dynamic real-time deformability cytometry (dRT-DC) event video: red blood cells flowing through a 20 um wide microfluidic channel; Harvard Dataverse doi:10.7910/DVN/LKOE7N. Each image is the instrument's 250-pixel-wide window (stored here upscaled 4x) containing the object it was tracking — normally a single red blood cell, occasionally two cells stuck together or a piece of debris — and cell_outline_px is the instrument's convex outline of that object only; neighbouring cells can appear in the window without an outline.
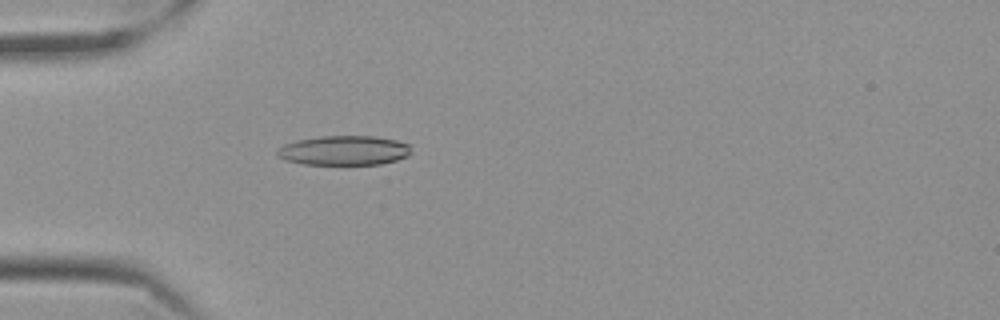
{"species": "Egyptian fruit bat (a non-hibernating species)", "species_latin": "Rousettus aegyptiacus", "temperature_condition": "cold", "stored_images_in_passage": 58, "camera_frame_rate_fps": 3000, "um_per_image_px": 0.085, "frame": {"image": 1, "passage_image": 18, "time_ms": 5.667, "image_size_px": [1000, 320], "cell_outline_px": [[412, 152], [408, 156], [396, 160], [380, 164], [304, 164], [284, 160], [276, 156], [276, 152], [284, 144], [296, 140], [320, 136], [376, 136], [396, 140], [408, 144]], "centroid_in_image_um": [29.23, 12.78], "position_along_channel_um": 55.8, "area_um2": 23.12}}
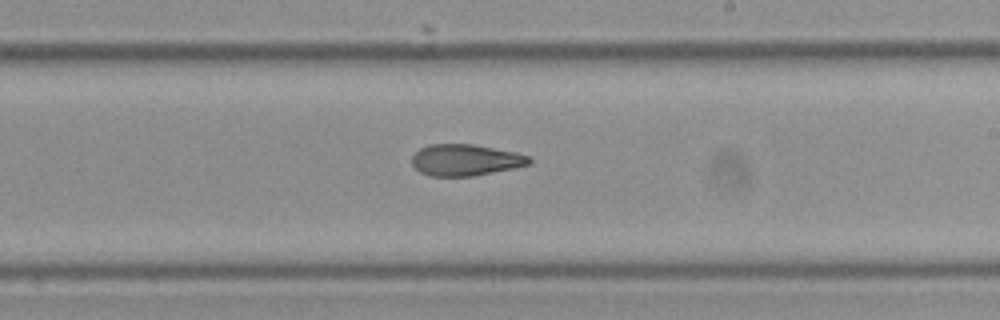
{"frame": {"image": 2, "passage_image": 35, "time_ms": 11.333, "image_size_px": [1000, 320], "cell_outline_px": [[532, 160], [528, 164], [512, 168], [472, 176], [428, 176], [420, 172], [412, 164], [412, 156], [420, 148], [428, 144], [472, 144], [516, 152], [528, 156]], "centroid_in_image_um": [39.52, 13.59], "position_along_channel_um": 249.5, "area_um2": 21.33}}
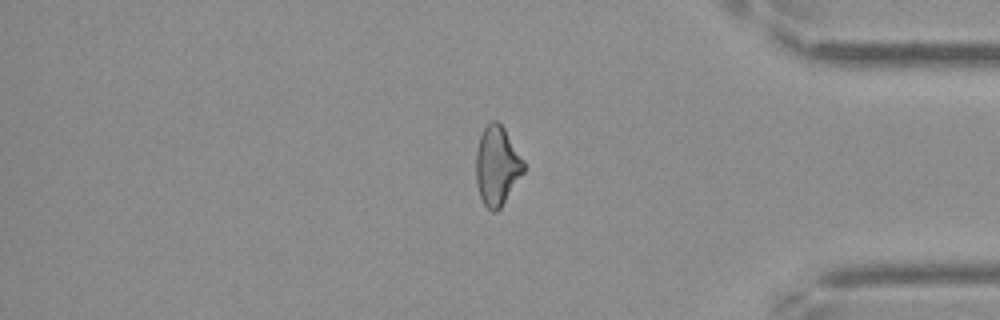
{"frame": {"image": 3, "passage_image": 49, "time_ms": 16.0, "image_size_px": [1000, 320], "cell_outline_px": [[524, 172], [500, 208], [496, 212], [492, 212], [484, 204], [480, 196], [476, 184], [476, 152], [480, 136], [484, 128], [492, 120], [496, 120], [504, 128], [524, 160]], "centroid_in_image_um": [42.24, 14.1], "position_along_channel_um": 393.0, "area_um2": 21.85}, "authors_computed_cell_mechanics": {"area_um2": 22.542, "velocity_mm_per_s": 3.5441, "shape_relaxation_time_tau1_ms": null, "shape_relaxation_time_tau2_ms": 4.3748, "deformation_change_tau1": null, "deformation_change_tau2": 0.0929}}